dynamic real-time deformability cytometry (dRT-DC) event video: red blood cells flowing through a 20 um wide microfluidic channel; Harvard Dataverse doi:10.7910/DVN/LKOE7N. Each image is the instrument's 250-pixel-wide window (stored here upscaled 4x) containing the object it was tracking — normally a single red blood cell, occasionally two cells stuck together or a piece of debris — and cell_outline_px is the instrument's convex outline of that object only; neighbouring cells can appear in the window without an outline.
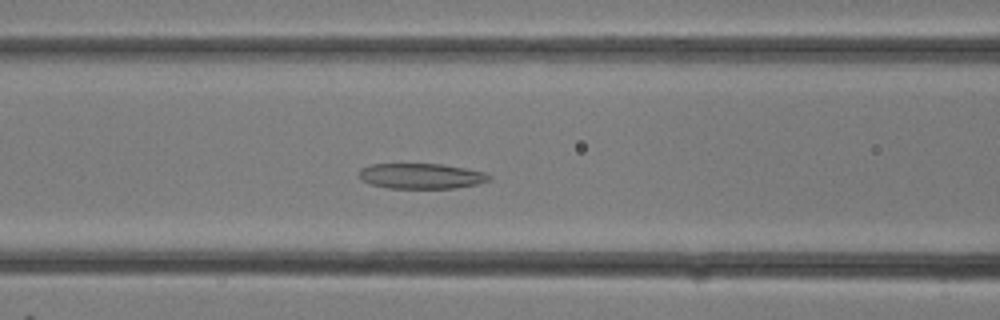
{"species": "common noctule bat (a hibernating species)", "species_latin": "Nyctalus noctula", "temperature_condition": "room temperature", "stored_images_in_passage": 28, "camera_frame_rate_fps": 3000, "um_per_image_px": 0.085, "animal": {"sex": "female"}, "frame": {"image": 1, "passage_image": 11, "time_ms": 3.333, "image_size_px": [1000, 320], "cell_outline_px": [[492, 180], [476, 184], [456, 188], [388, 188], [372, 184], [360, 180], [360, 168], [372, 164], [440, 164], [464, 168], [484, 172], [492, 176]], "centroid_in_image_um": [35.82, 14.96], "position_along_channel_um": 130.8, "area_um2": 19.19}}
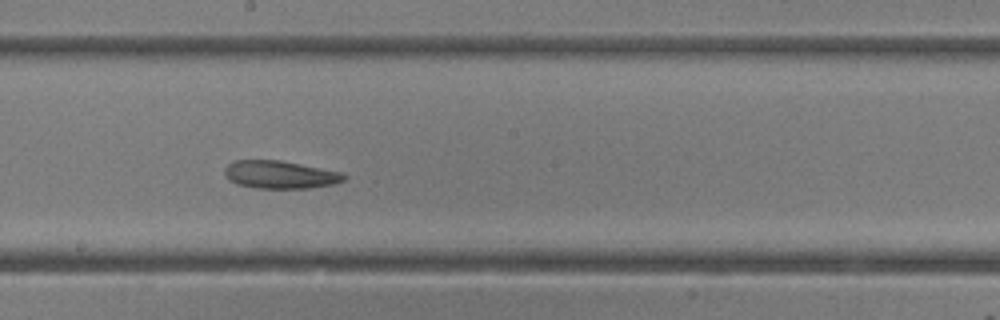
{"frame": {"image": 2, "passage_image": 15, "time_ms": 4.667, "image_size_px": [1000, 320], "cell_outline_px": [[348, 176], [344, 180], [332, 184], [312, 188], [256, 188], [236, 184], [228, 180], [224, 176], [224, 168], [228, 164], [236, 160], [280, 160], [344, 172]], "centroid_in_image_um": [23.8, 14.84], "position_along_channel_um": 224.4, "area_um2": 19.59}}
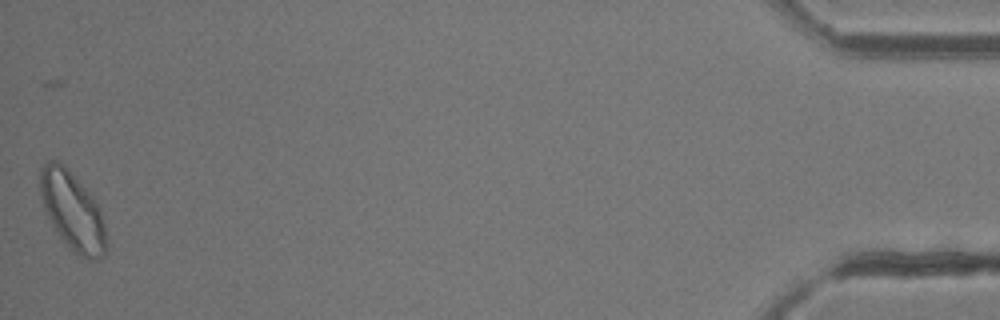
{"frame": {"image": 3, "passage_image": 28, "time_ms": 9.0, "image_size_px": [1000, 320], "cell_outline_px": [[108, 244], [104, 256], [100, 260], [88, 260], [76, 256], [72, 252], [56, 232], [44, 208], [40, 192], [40, 168], [48, 160], [56, 160], [64, 164], [96, 200], [100, 208], [104, 224]], "centroid_in_image_um": [6.19, 17.98], "position_along_channel_um": 429.0, "area_um2": 30.69}}